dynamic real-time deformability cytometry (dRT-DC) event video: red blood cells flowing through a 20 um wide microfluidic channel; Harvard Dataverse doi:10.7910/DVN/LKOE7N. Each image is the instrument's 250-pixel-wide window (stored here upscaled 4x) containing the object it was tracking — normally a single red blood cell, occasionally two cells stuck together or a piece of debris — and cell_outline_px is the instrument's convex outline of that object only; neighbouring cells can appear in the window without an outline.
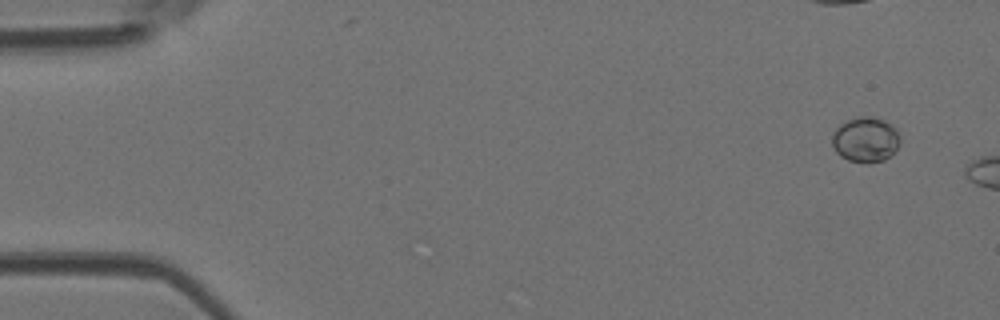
{"species": "Egyptian fruit bat (a non-hibernating species)", "species_latin": "Rousettus aegyptiacus", "temperature_condition": "room temperature", "stored_images_in_passage": 3, "camera_frame_rate_fps": 3000, "um_per_image_px": 0.085, "animal": {"sex": "female"}, "frame": {"image": 1, "passage_image": 1, "time_ms": 0.0, "image_size_px": [1000, 320], "cell_outline_px": [[900, 144], [884, 160], [868, 164], [848, 160], [840, 156], [836, 152], [832, 144], [832, 136], [836, 128], [840, 124], [848, 120], [860, 116], [872, 116], [884, 120], [892, 124], [896, 128], [900, 136]], "centroid_in_image_um": [73.58, 11.86], "position_along_channel_um": 11.4, "area_um2": 18.03}}